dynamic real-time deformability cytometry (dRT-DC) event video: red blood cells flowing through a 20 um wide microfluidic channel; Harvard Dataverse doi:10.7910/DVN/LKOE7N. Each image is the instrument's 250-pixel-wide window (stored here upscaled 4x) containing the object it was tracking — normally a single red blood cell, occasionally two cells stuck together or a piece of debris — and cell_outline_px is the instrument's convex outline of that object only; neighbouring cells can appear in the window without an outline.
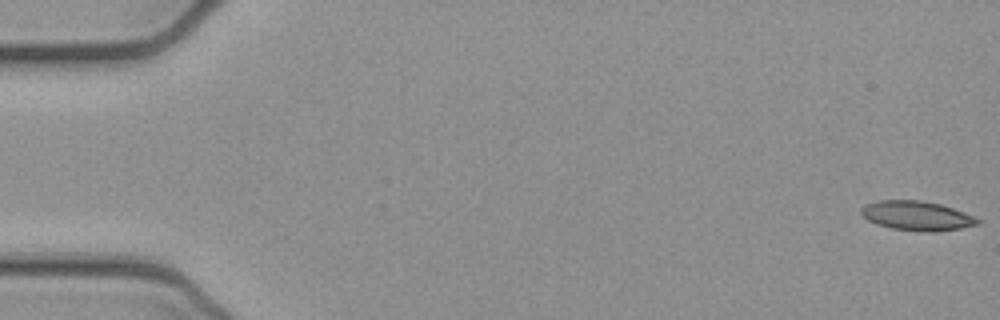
{"species": "common noctule bat (a hibernating species)", "species_latin": "Nyctalus noctula", "temperature_condition": "cold", "stored_images_in_passage": 53, "camera_frame_rate_fps": 3000, "um_per_image_px": 0.085, "animal": {"sex": "female", "body_mass_g": 21.9}, "frame": {"image": 1, "passage_image": 1, "time_ms": 0.0, "image_size_px": [1000, 320], "cell_outline_px": [[984, 220], [980, 224], [960, 228], [932, 232], [892, 228], [876, 224], [868, 220], [860, 212], [860, 208], [864, 204], [876, 200], [920, 200], [940, 204], [964, 212]], "centroid_in_image_um": [77.94, 18.33], "position_along_channel_um": 7.1, "area_um2": 20.0}}
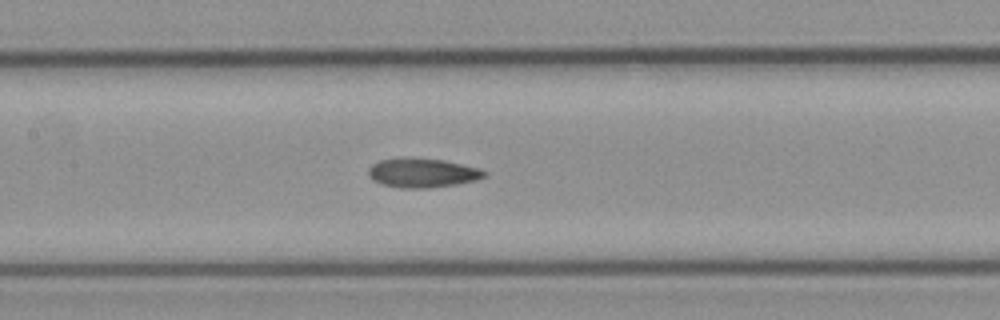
{"frame": {"image": 2, "passage_image": 25, "time_ms": 8.0, "image_size_px": [1000, 320], "cell_outline_px": [[488, 176], [476, 180], [456, 184], [428, 188], [400, 188], [380, 184], [372, 180], [368, 176], [368, 168], [372, 164], [380, 160], [400, 156], [444, 160], [480, 168], [488, 172]], "centroid_in_image_um": [35.88, 14.68], "position_along_channel_um": 171.5, "area_um2": 20.23}}
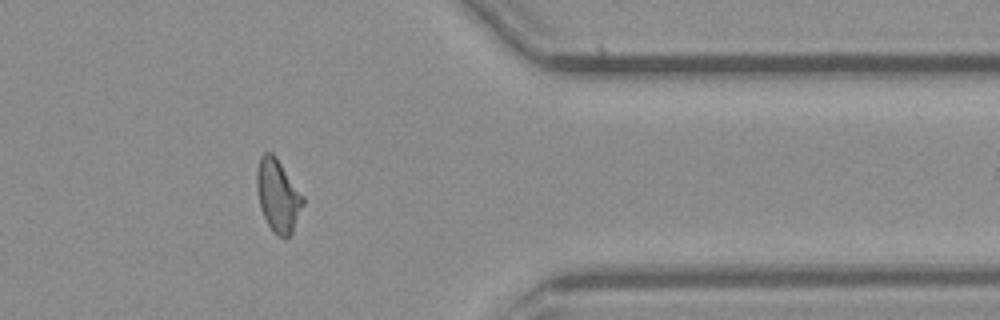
{"frame": {"image": 3, "passage_image": 43, "time_ms": 14.0, "image_size_px": [1000, 320], "cell_outline_px": [[304, 204], [292, 232], [288, 236], [280, 236], [272, 232], [260, 208], [256, 188], [256, 172], [260, 156], [264, 152], [272, 152], [276, 156], [304, 196]], "centroid_in_image_um": [23.61, 16.59], "position_along_channel_um": 387.8, "area_um2": 19.59}, "authors_computed_cell_mechanics": {"area_um2": 19.4208, "velocity_mm_per_s": 3.9033, "shape_relaxation_time_tau1_ms": null, "shape_relaxation_time_tau2_ms": 5.101, "deformation_change_tau1": null, "deformation_change_tau2": 0.1312}}